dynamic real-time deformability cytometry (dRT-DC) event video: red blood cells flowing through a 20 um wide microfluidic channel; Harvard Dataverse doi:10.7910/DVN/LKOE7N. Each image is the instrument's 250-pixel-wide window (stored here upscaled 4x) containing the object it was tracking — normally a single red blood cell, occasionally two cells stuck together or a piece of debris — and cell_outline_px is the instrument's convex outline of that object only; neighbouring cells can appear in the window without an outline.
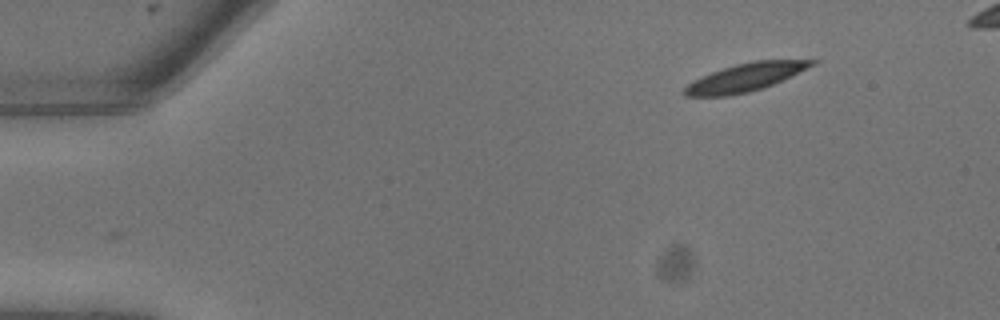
{"species": "common noctule bat (a hibernating species)", "species_latin": "Nyctalus noctula", "temperature_condition": "warm", "stored_images_in_passage": 7, "camera_frame_rate_fps": 3000, "um_per_image_px": 0.085, "animal": {"sex": "male", "body_mass_g": 13.3}, "frame": {"image": 1, "passage_image": 1, "time_ms": 0.0, "image_size_px": [1000, 320], "cell_outline_px": [[820, 60], [816, 64], [772, 84], [748, 92], [732, 96], [684, 96], [680, 92], [688, 84], [712, 72], [736, 64], [756, 60]], "centroid_in_image_um": [63.33, 6.58], "position_along_channel_um": 21.7, "area_um2": 20.35}}
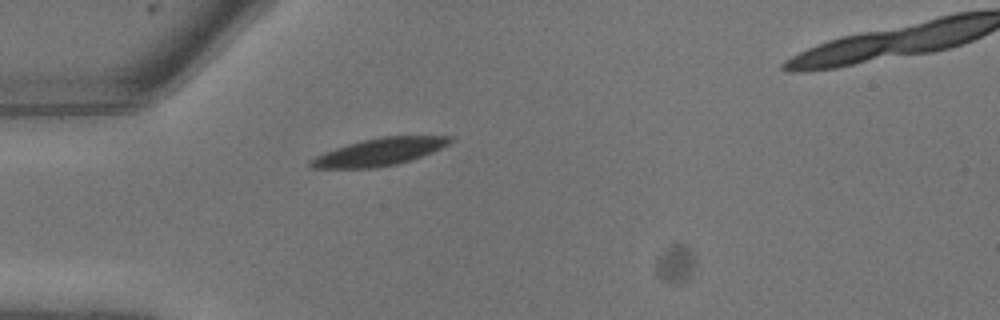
{"frame": {"image": 2, "passage_image": 5, "time_ms": 1.333, "image_size_px": [1000, 320], "cell_outline_px": [[456, 140], [432, 152], [396, 164], [376, 168], [308, 168], [308, 160], [324, 152], [348, 144], [380, 136], [452, 136]], "centroid_in_image_um": [32.22, 12.91], "position_along_channel_um": 52.8, "area_um2": 22.14}}